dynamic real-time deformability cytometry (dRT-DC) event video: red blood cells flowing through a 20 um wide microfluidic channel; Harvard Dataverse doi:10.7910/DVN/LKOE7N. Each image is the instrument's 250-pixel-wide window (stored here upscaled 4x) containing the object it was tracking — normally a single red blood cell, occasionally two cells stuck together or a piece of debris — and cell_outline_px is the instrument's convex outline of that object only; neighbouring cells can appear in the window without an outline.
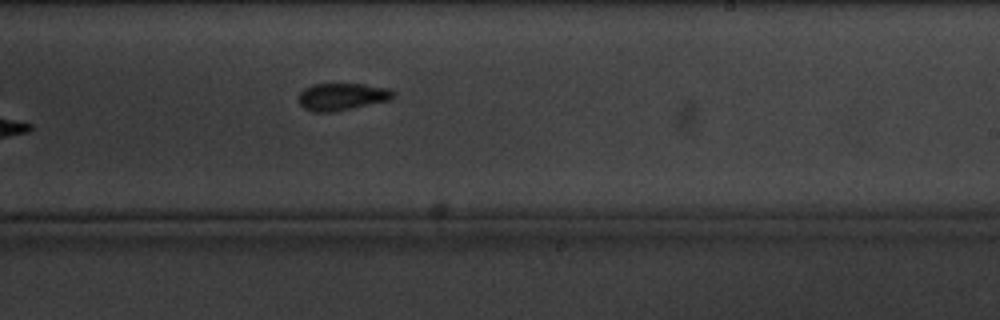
{"species": "common noctule bat (a hibernating species)", "species_latin": "Nyctalus noctula", "temperature_condition": "cold", "stored_images_in_passage": 10, "camera_frame_rate_fps": 3000, "um_per_image_px": 0.085, "animal": {"sex": "male", "body_mass_g": 20.1, "forearm_length_mm": 53.5}, "frame": {"image": 1, "passage_image": 10, "time_ms": 11.333, "image_size_px": [1000, 320], "cell_outline_px": [[396, 96], [392, 100], [332, 112], [312, 112], [304, 108], [296, 100], [300, 92], [304, 88], [312, 84], [364, 84], [388, 88], [396, 92]], "centroid_in_image_um": [29.08, 8.22], "position_along_channel_um": 259.9, "area_um2": 15.32}}